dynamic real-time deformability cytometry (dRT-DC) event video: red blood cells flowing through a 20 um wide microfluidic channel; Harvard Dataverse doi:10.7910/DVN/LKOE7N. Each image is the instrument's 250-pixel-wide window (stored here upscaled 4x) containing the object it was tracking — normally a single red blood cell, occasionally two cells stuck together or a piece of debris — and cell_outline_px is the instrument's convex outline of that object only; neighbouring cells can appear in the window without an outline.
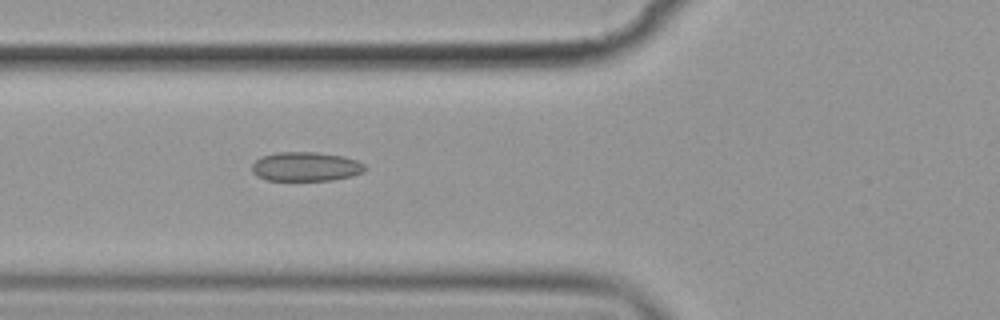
{"species": "common noctule bat (a hibernating species)", "species_latin": "Nyctalus noctula", "temperature_condition": "cold", "stored_images_in_passage": 7, "camera_frame_rate_fps": 3000, "um_per_image_px": 0.085, "animal": {"sex": "female", "body_mass_g": 19.9}, "frame": {"image": 1, "passage_image": 7, "time_ms": 7.0, "image_size_px": [1000, 320], "cell_outline_px": [[368, 168], [364, 172], [352, 176], [332, 180], [268, 180], [256, 176], [252, 172], [252, 164], [260, 156], [276, 152], [316, 152], [344, 156], [356, 160], [364, 164]], "centroid_in_image_um": [26.0, 14.15], "position_along_channel_um": 99.8, "area_um2": 19.42}}